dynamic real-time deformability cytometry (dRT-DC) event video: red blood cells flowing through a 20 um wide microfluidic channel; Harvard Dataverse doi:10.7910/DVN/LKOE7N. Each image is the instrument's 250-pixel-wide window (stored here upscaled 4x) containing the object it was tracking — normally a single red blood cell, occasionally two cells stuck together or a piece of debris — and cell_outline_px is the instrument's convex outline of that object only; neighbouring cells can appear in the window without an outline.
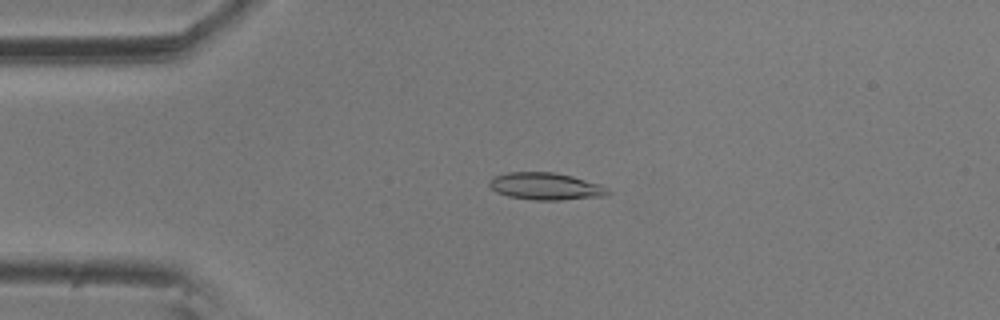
{"species": "common noctule bat (a hibernating species)", "species_latin": "Nyctalus noctula", "temperature_condition": "room temperature", "stored_images_in_passage": 4, "camera_frame_rate_fps": 3000, "um_per_image_px": 0.085, "animal": {"sex": "male", "body_mass_g": 20.5, "forearm_length_mm": 52.5}, "frame": {"image": 1, "passage_image": 3, "time_ms": 0.667, "image_size_px": [1000, 320], "cell_outline_px": [[612, 192], [608, 196], [560, 200], [536, 200], [508, 196], [496, 192], [488, 184], [488, 180], [496, 176], [508, 172], [556, 172], [572, 176], [600, 184], [608, 188]], "centroid_in_image_um": [46.42, 15.84], "position_along_channel_um": 38.6, "area_um2": 18.9}}